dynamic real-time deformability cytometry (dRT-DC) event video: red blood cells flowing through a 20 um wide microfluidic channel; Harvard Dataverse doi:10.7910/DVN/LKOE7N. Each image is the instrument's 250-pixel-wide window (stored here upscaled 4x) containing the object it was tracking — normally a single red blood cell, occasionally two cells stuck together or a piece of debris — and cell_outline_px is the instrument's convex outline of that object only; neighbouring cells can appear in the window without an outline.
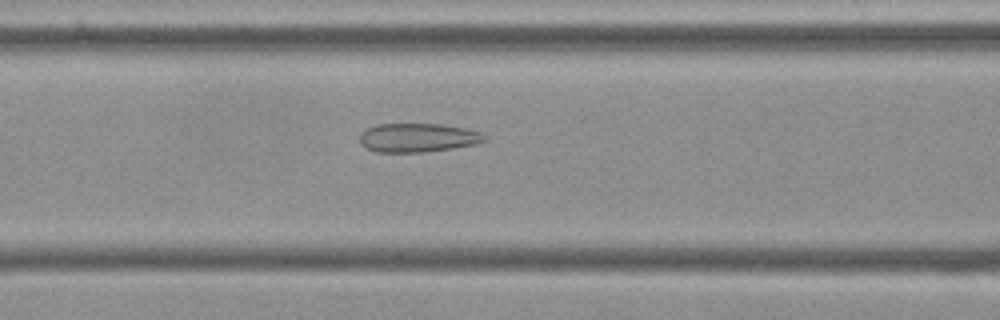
{"species": "Egyptian fruit bat (a non-hibernating species)", "species_latin": "Rousettus aegyptiacus", "temperature_condition": "cold", "stored_images_in_passage": 55, "camera_frame_rate_fps": 3000, "um_per_image_px": 0.085, "frame": {"image": 1, "passage_image": 22, "time_ms": 7.0, "image_size_px": [1000, 320], "cell_outline_px": [[488, 140], [476, 144], [452, 148], [424, 152], [376, 152], [360, 144], [360, 132], [376, 124], [444, 124], [464, 128], [480, 132]], "centroid_in_image_um": [35.5, 11.7], "position_along_channel_um": 131.1, "area_um2": 20.98}}
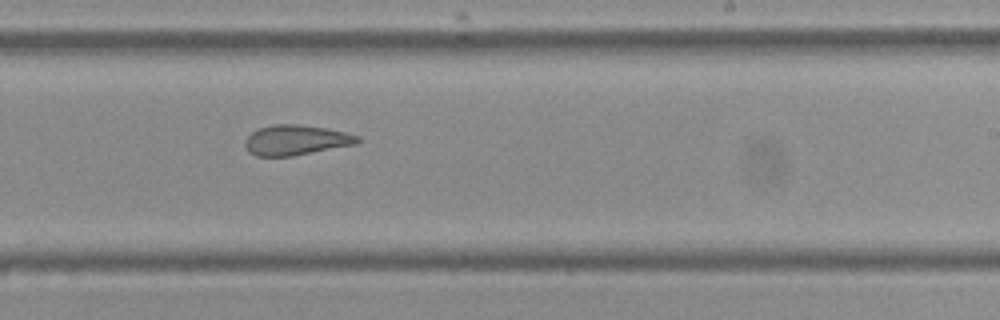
{"frame": {"image": 2, "passage_image": 33, "time_ms": 10.667, "image_size_px": [1000, 320], "cell_outline_px": [[360, 140], [356, 144], [292, 156], [256, 156], [248, 152], [244, 144], [244, 140], [252, 132], [260, 128], [272, 124], [296, 124], [328, 128], [360, 136]], "centroid_in_image_um": [25.14, 11.9], "position_along_channel_um": 263.9, "area_um2": 19.77}}
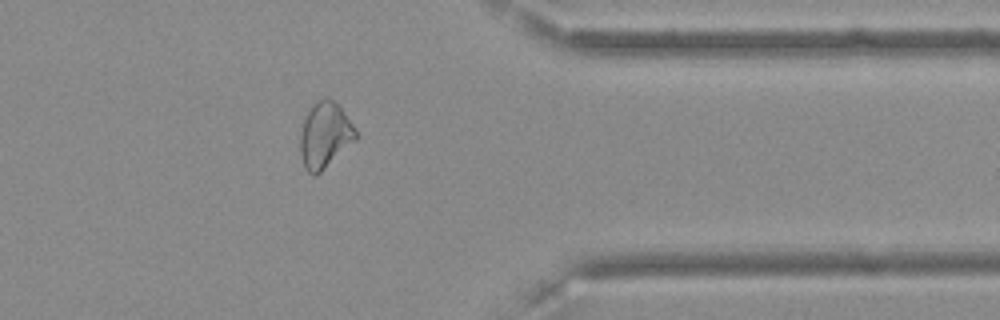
{"frame": {"image": 3, "passage_image": 44, "time_ms": 14.333, "image_size_px": [1000, 320], "cell_outline_px": [[356, 140], [316, 176], [312, 176], [304, 168], [300, 152], [300, 132], [304, 120], [308, 112], [316, 100], [328, 96], [340, 108], [356, 128]], "centroid_in_image_um": [27.6, 11.51], "position_along_channel_um": 383.8, "area_um2": 21.21}, "authors_computed_cell_mechanics": {"area_um2": 22.4842, "velocity_mm_per_s": 3.6208, "shape_relaxation_time_tau1_ms": null, "shape_relaxation_time_tau2_ms": 1.7915, "deformation_change_tau1": null, "deformation_change_tau2": 0.0823}}